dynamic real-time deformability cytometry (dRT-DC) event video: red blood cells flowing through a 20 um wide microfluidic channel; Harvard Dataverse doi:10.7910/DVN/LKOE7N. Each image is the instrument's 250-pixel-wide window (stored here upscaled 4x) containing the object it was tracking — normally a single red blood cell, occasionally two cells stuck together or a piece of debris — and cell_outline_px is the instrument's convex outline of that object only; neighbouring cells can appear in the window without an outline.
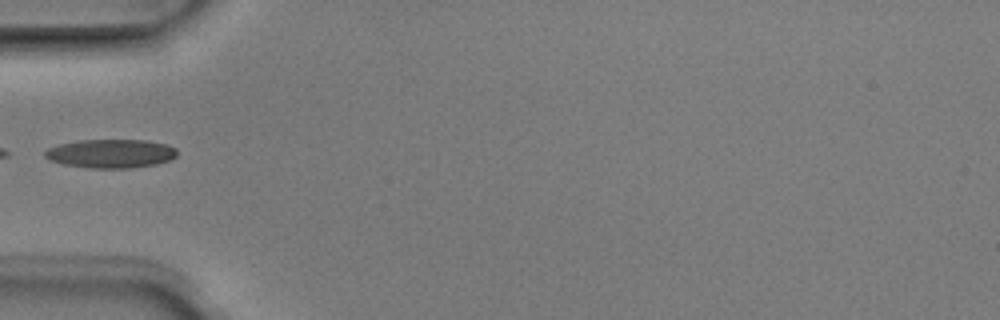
{"species": "Egyptian fruit bat (a non-hibernating species)", "species_latin": "Rousettus aegyptiacus", "temperature_condition": "room temperature", "stored_images_in_passage": 4, "camera_frame_rate_fps": 3000, "um_per_image_px": 0.085, "animal": {"sex": "male"}, "frame": {"image": 1, "passage_image": 4, "time_ms": 1.0, "image_size_px": [1000, 320], "cell_outline_px": [[176, 156], [172, 160], [156, 164], [132, 168], [88, 168], [64, 164], [48, 160], [44, 156], [44, 152], [48, 148], [60, 144], [80, 140], [144, 140], [168, 144], [176, 148]], "centroid_in_image_um": [9.43, 13.06], "position_along_channel_um": 75.6, "area_um2": 22.25}}